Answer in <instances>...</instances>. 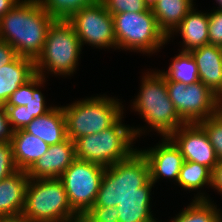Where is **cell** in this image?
I'll return each mask as SVG.
<instances>
[{
	"mask_svg": "<svg viewBox=\"0 0 222 222\" xmlns=\"http://www.w3.org/2000/svg\"><path fill=\"white\" fill-rule=\"evenodd\" d=\"M53 21L38 0H21L0 18V39L11 45L18 56L35 61Z\"/></svg>",
	"mask_w": 222,
	"mask_h": 222,
	"instance_id": "6da1fadb",
	"label": "cell"
},
{
	"mask_svg": "<svg viewBox=\"0 0 222 222\" xmlns=\"http://www.w3.org/2000/svg\"><path fill=\"white\" fill-rule=\"evenodd\" d=\"M153 186L148 162L137 149L127 159L106 167L92 207H117L129 197L151 198Z\"/></svg>",
	"mask_w": 222,
	"mask_h": 222,
	"instance_id": "7a4b0ae2",
	"label": "cell"
},
{
	"mask_svg": "<svg viewBox=\"0 0 222 222\" xmlns=\"http://www.w3.org/2000/svg\"><path fill=\"white\" fill-rule=\"evenodd\" d=\"M141 133H144L141 128L134 129L124 125L121 116L111 127L100 133L77 138L74 141L75 156L104 167L112 166L127 159L137 150L132 148V144Z\"/></svg>",
	"mask_w": 222,
	"mask_h": 222,
	"instance_id": "3957f363",
	"label": "cell"
},
{
	"mask_svg": "<svg viewBox=\"0 0 222 222\" xmlns=\"http://www.w3.org/2000/svg\"><path fill=\"white\" fill-rule=\"evenodd\" d=\"M22 215L30 222H81L59 178H30Z\"/></svg>",
	"mask_w": 222,
	"mask_h": 222,
	"instance_id": "277c9868",
	"label": "cell"
},
{
	"mask_svg": "<svg viewBox=\"0 0 222 222\" xmlns=\"http://www.w3.org/2000/svg\"><path fill=\"white\" fill-rule=\"evenodd\" d=\"M141 81V90L133 101V109L162 137L170 136L185 122L168 96L165 77L159 70L148 72Z\"/></svg>",
	"mask_w": 222,
	"mask_h": 222,
	"instance_id": "5b68a950",
	"label": "cell"
},
{
	"mask_svg": "<svg viewBox=\"0 0 222 222\" xmlns=\"http://www.w3.org/2000/svg\"><path fill=\"white\" fill-rule=\"evenodd\" d=\"M81 50L82 44L72 24L68 20H54L47 31L43 50L34 61L36 74L44 78L46 70L55 75L73 74Z\"/></svg>",
	"mask_w": 222,
	"mask_h": 222,
	"instance_id": "8992f818",
	"label": "cell"
},
{
	"mask_svg": "<svg viewBox=\"0 0 222 222\" xmlns=\"http://www.w3.org/2000/svg\"><path fill=\"white\" fill-rule=\"evenodd\" d=\"M118 100L97 95L62 106L67 138L74 142L79 137L100 133L111 127L123 116V106Z\"/></svg>",
	"mask_w": 222,
	"mask_h": 222,
	"instance_id": "52a82bcc",
	"label": "cell"
},
{
	"mask_svg": "<svg viewBox=\"0 0 222 222\" xmlns=\"http://www.w3.org/2000/svg\"><path fill=\"white\" fill-rule=\"evenodd\" d=\"M117 48L154 53L168 42L152 10L112 15Z\"/></svg>",
	"mask_w": 222,
	"mask_h": 222,
	"instance_id": "ba28073f",
	"label": "cell"
},
{
	"mask_svg": "<svg viewBox=\"0 0 222 222\" xmlns=\"http://www.w3.org/2000/svg\"><path fill=\"white\" fill-rule=\"evenodd\" d=\"M168 96L185 123H199L222 108V100L201 81L183 84L166 79Z\"/></svg>",
	"mask_w": 222,
	"mask_h": 222,
	"instance_id": "9c48e42d",
	"label": "cell"
},
{
	"mask_svg": "<svg viewBox=\"0 0 222 222\" xmlns=\"http://www.w3.org/2000/svg\"><path fill=\"white\" fill-rule=\"evenodd\" d=\"M106 167L75 159L59 177L72 209L82 218L94 205Z\"/></svg>",
	"mask_w": 222,
	"mask_h": 222,
	"instance_id": "30bf717a",
	"label": "cell"
},
{
	"mask_svg": "<svg viewBox=\"0 0 222 222\" xmlns=\"http://www.w3.org/2000/svg\"><path fill=\"white\" fill-rule=\"evenodd\" d=\"M68 21L82 45L117 49L113 17L100 0L74 13Z\"/></svg>",
	"mask_w": 222,
	"mask_h": 222,
	"instance_id": "8fae6325",
	"label": "cell"
},
{
	"mask_svg": "<svg viewBox=\"0 0 222 222\" xmlns=\"http://www.w3.org/2000/svg\"><path fill=\"white\" fill-rule=\"evenodd\" d=\"M179 147L185 161L208 167L211 171L218 159L208 134L199 123H185L169 136Z\"/></svg>",
	"mask_w": 222,
	"mask_h": 222,
	"instance_id": "7c38bea8",
	"label": "cell"
},
{
	"mask_svg": "<svg viewBox=\"0 0 222 222\" xmlns=\"http://www.w3.org/2000/svg\"><path fill=\"white\" fill-rule=\"evenodd\" d=\"M139 151L148 162L150 180L153 184L162 177L174 179L177 182L185 160L179 147L169 136L163 137L162 143L154 148Z\"/></svg>",
	"mask_w": 222,
	"mask_h": 222,
	"instance_id": "4fadbf2b",
	"label": "cell"
},
{
	"mask_svg": "<svg viewBox=\"0 0 222 222\" xmlns=\"http://www.w3.org/2000/svg\"><path fill=\"white\" fill-rule=\"evenodd\" d=\"M76 159L74 142L67 138L51 145L48 151L27 171L29 178H59Z\"/></svg>",
	"mask_w": 222,
	"mask_h": 222,
	"instance_id": "5bb4252c",
	"label": "cell"
},
{
	"mask_svg": "<svg viewBox=\"0 0 222 222\" xmlns=\"http://www.w3.org/2000/svg\"><path fill=\"white\" fill-rule=\"evenodd\" d=\"M199 71V81L222 100V47L204 45L190 51Z\"/></svg>",
	"mask_w": 222,
	"mask_h": 222,
	"instance_id": "9a60e30c",
	"label": "cell"
},
{
	"mask_svg": "<svg viewBox=\"0 0 222 222\" xmlns=\"http://www.w3.org/2000/svg\"><path fill=\"white\" fill-rule=\"evenodd\" d=\"M29 179L27 171L17 170L0 181V218L22 215Z\"/></svg>",
	"mask_w": 222,
	"mask_h": 222,
	"instance_id": "2e32d148",
	"label": "cell"
},
{
	"mask_svg": "<svg viewBox=\"0 0 222 222\" xmlns=\"http://www.w3.org/2000/svg\"><path fill=\"white\" fill-rule=\"evenodd\" d=\"M23 129L27 133L40 138L49 146L62 143L67 139L63 107H52L44 115L35 117Z\"/></svg>",
	"mask_w": 222,
	"mask_h": 222,
	"instance_id": "e0dca14e",
	"label": "cell"
},
{
	"mask_svg": "<svg viewBox=\"0 0 222 222\" xmlns=\"http://www.w3.org/2000/svg\"><path fill=\"white\" fill-rule=\"evenodd\" d=\"M180 31V32H179ZM174 32L181 34L183 39L182 51L190 52L209 44V17L208 13L196 12L192 8L175 30L167 37H172Z\"/></svg>",
	"mask_w": 222,
	"mask_h": 222,
	"instance_id": "ac0fdd59",
	"label": "cell"
},
{
	"mask_svg": "<svg viewBox=\"0 0 222 222\" xmlns=\"http://www.w3.org/2000/svg\"><path fill=\"white\" fill-rule=\"evenodd\" d=\"M13 158L18 170L28 171L47 151L49 145L24 129L13 131Z\"/></svg>",
	"mask_w": 222,
	"mask_h": 222,
	"instance_id": "d6986e66",
	"label": "cell"
},
{
	"mask_svg": "<svg viewBox=\"0 0 222 222\" xmlns=\"http://www.w3.org/2000/svg\"><path fill=\"white\" fill-rule=\"evenodd\" d=\"M35 74L34 60L22 56L2 66L0 68V106H4L9 97Z\"/></svg>",
	"mask_w": 222,
	"mask_h": 222,
	"instance_id": "ffe728a7",
	"label": "cell"
},
{
	"mask_svg": "<svg viewBox=\"0 0 222 222\" xmlns=\"http://www.w3.org/2000/svg\"><path fill=\"white\" fill-rule=\"evenodd\" d=\"M193 0H158L152 9L159 29L168 37L187 13L194 8Z\"/></svg>",
	"mask_w": 222,
	"mask_h": 222,
	"instance_id": "44dd1931",
	"label": "cell"
},
{
	"mask_svg": "<svg viewBox=\"0 0 222 222\" xmlns=\"http://www.w3.org/2000/svg\"><path fill=\"white\" fill-rule=\"evenodd\" d=\"M205 194L200 193L172 222H222V213Z\"/></svg>",
	"mask_w": 222,
	"mask_h": 222,
	"instance_id": "7402d4cb",
	"label": "cell"
},
{
	"mask_svg": "<svg viewBox=\"0 0 222 222\" xmlns=\"http://www.w3.org/2000/svg\"><path fill=\"white\" fill-rule=\"evenodd\" d=\"M160 73L165 79L187 85L199 81L198 67L190 52L181 51L176 57L174 56L168 70Z\"/></svg>",
	"mask_w": 222,
	"mask_h": 222,
	"instance_id": "603a6c76",
	"label": "cell"
},
{
	"mask_svg": "<svg viewBox=\"0 0 222 222\" xmlns=\"http://www.w3.org/2000/svg\"><path fill=\"white\" fill-rule=\"evenodd\" d=\"M151 198L129 197L118 206L119 222H157L150 212Z\"/></svg>",
	"mask_w": 222,
	"mask_h": 222,
	"instance_id": "cb8c5ba5",
	"label": "cell"
},
{
	"mask_svg": "<svg viewBox=\"0 0 222 222\" xmlns=\"http://www.w3.org/2000/svg\"><path fill=\"white\" fill-rule=\"evenodd\" d=\"M212 171L201 164L192 161H184L179 177L178 185L188 190H198L205 184L211 186Z\"/></svg>",
	"mask_w": 222,
	"mask_h": 222,
	"instance_id": "d4e9b609",
	"label": "cell"
},
{
	"mask_svg": "<svg viewBox=\"0 0 222 222\" xmlns=\"http://www.w3.org/2000/svg\"><path fill=\"white\" fill-rule=\"evenodd\" d=\"M99 0H38L54 20H68L79 10L94 5Z\"/></svg>",
	"mask_w": 222,
	"mask_h": 222,
	"instance_id": "484cf974",
	"label": "cell"
},
{
	"mask_svg": "<svg viewBox=\"0 0 222 222\" xmlns=\"http://www.w3.org/2000/svg\"><path fill=\"white\" fill-rule=\"evenodd\" d=\"M208 134L218 160H222V108L213 116L199 122Z\"/></svg>",
	"mask_w": 222,
	"mask_h": 222,
	"instance_id": "4316f807",
	"label": "cell"
},
{
	"mask_svg": "<svg viewBox=\"0 0 222 222\" xmlns=\"http://www.w3.org/2000/svg\"><path fill=\"white\" fill-rule=\"evenodd\" d=\"M45 78L35 74L33 76V98L30 99L28 104L26 105V110L29 111L30 117H40L41 115H44L48 111L52 109V106L46 107L45 104V97L43 96L42 92L38 89L43 85ZM40 86V87H39Z\"/></svg>",
	"mask_w": 222,
	"mask_h": 222,
	"instance_id": "83f0119b",
	"label": "cell"
},
{
	"mask_svg": "<svg viewBox=\"0 0 222 222\" xmlns=\"http://www.w3.org/2000/svg\"><path fill=\"white\" fill-rule=\"evenodd\" d=\"M105 9L115 15L123 12H144L147 11L144 0H100Z\"/></svg>",
	"mask_w": 222,
	"mask_h": 222,
	"instance_id": "f1b7e54d",
	"label": "cell"
},
{
	"mask_svg": "<svg viewBox=\"0 0 222 222\" xmlns=\"http://www.w3.org/2000/svg\"><path fill=\"white\" fill-rule=\"evenodd\" d=\"M117 207H91L81 222H119Z\"/></svg>",
	"mask_w": 222,
	"mask_h": 222,
	"instance_id": "f546056e",
	"label": "cell"
},
{
	"mask_svg": "<svg viewBox=\"0 0 222 222\" xmlns=\"http://www.w3.org/2000/svg\"><path fill=\"white\" fill-rule=\"evenodd\" d=\"M11 142H0V181L17 171Z\"/></svg>",
	"mask_w": 222,
	"mask_h": 222,
	"instance_id": "4dcf8cb0",
	"label": "cell"
},
{
	"mask_svg": "<svg viewBox=\"0 0 222 222\" xmlns=\"http://www.w3.org/2000/svg\"><path fill=\"white\" fill-rule=\"evenodd\" d=\"M7 112L8 120L13 131L23 129L34 117L26 110V106H3Z\"/></svg>",
	"mask_w": 222,
	"mask_h": 222,
	"instance_id": "1f68e13d",
	"label": "cell"
},
{
	"mask_svg": "<svg viewBox=\"0 0 222 222\" xmlns=\"http://www.w3.org/2000/svg\"><path fill=\"white\" fill-rule=\"evenodd\" d=\"M33 98V77L21 85L7 100L4 106H26Z\"/></svg>",
	"mask_w": 222,
	"mask_h": 222,
	"instance_id": "d6a6232c",
	"label": "cell"
},
{
	"mask_svg": "<svg viewBox=\"0 0 222 222\" xmlns=\"http://www.w3.org/2000/svg\"><path fill=\"white\" fill-rule=\"evenodd\" d=\"M209 17V44L222 47V11L216 9L208 13Z\"/></svg>",
	"mask_w": 222,
	"mask_h": 222,
	"instance_id": "836d02e7",
	"label": "cell"
},
{
	"mask_svg": "<svg viewBox=\"0 0 222 222\" xmlns=\"http://www.w3.org/2000/svg\"><path fill=\"white\" fill-rule=\"evenodd\" d=\"M12 134L7 112L3 106H0V142H11Z\"/></svg>",
	"mask_w": 222,
	"mask_h": 222,
	"instance_id": "e575fe53",
	"label": "cell"
},
{
	"mask_svg": "<svg viewBox=\"0 0 222 222\" xmlns=\"http://www.w3.org/2000/svg\"><path fill=\"white\" fill-rule=\"evenodd\" d=\"M17 57L16 50L7 42L0 39V68L13 62Z\"/></svg>",
	"mask_w": 222,
	"mask_h": 222,
	"instance_id": "d590c367",
	"label": "cell"
},
{
	"mask_svg": "<svg viewBox=\"0 0 222 222\" xmlns=\"http://www.w3.org/2000/svg\"><path fill=\"white\" fill-rule=\"evenodd\" d=\"M211 187L222 194V160H218L212 170Z\"/></svg>",
	"mask_w": 222,
	"mask_h": 222,
	"instance_id": "8d00e7d4",
	"label": "cell"
},
{
	"mask_svg": "<svg viewBox=\"0 0 222 222\" xmlns=\"http://www.w3.org/2000/svg\"><path fill=\"white\" fill-rule=\"evenodd\" d=\"M20 0H0V18L5 15Z\"/></svg>",
	"mask_w": 222,
	"mask_h": 222,
	"instance_id": "74e56055",
	"label": "cell"
},
{
	"mask_svg": "<svg viewBox=\"0 0 222 222\" xmlns=\"http://www.w3.org/2000/svg\"><path fill=\"white\" fill-rule=\"evenodd\" d=\"M0 222H30L25 216H10L5 218H0Z\"/></svg>",
	"mask_w": 222,
	"mask_h": 222,
	"instance_id": "f35d334b",
	"label": "cell"
},
{
	"mask_svg": "<svg viewBox=\"0 0 222 222\" xmlns=\"http://www.w3.org/2000/svg\"><path fill=\"white\" fill-rule=\"evenodd\" d=\"M158 0H144L145 7L147 10H152L155 7V4Z\"/></svg>",
	"mask_w": 222,
	"mask_h": 222,
	"instance_id": "ab89813d",
	"label": "cell"
},
{
	"mask_svg": "<svg viewBox=\"0 0 222 222\" xmlns=\"http://www.w3.org/2000/svg\"><path fill=\"white\" fill-rule=\"evenodd\" d=\"M216 1H217L216 3L219 4V7H217L218 10H221V11H222V0H216Z\"/></svg>",
	"mask_w": 222,
	"mask_h": 222,
	"instance_id": "60d3db41",
	"label": "cell"
}]
</instances>
